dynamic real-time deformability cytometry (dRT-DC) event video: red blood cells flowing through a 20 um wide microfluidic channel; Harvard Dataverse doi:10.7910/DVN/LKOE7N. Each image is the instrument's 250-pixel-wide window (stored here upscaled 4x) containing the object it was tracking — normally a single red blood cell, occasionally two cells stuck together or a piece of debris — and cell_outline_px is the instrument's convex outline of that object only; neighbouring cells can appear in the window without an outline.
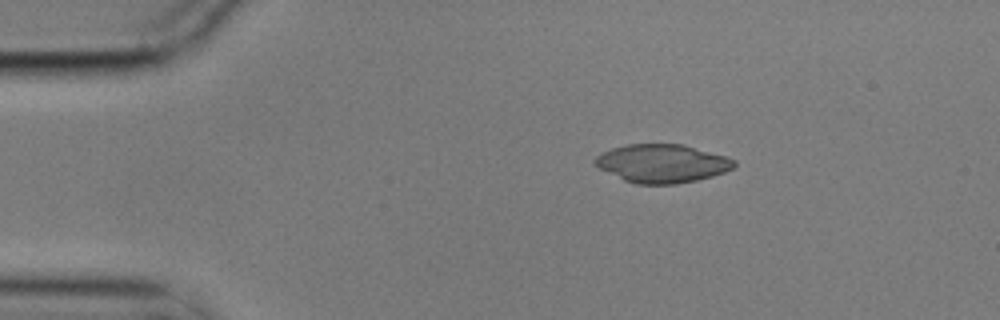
{"species": "common noctule bat (a hibernating species)", "species_latin": "Nyctalus noctula", "temperature_condition": "cold", "stored_images_in_passage": 6, "camera_frame_rate_fps": 3000, "um_per_image_px": 0.085, "animal": {"sex": "male", "body_mass_g": 17.9}, "frame": {"image": 1, "passage_image": 1, "time_ms": 0.0, "image_size_px": [1000, 320], "cell_outline_px": [[736, 164], [732, 168], [724, 172], [712, 176], [696, 180], [676, 184], [636, 184], [624, 180], [592, 164], [592, 160], [596, 156], [612, 148], [628, 144], [684, 144], [728, 156], [736, 160]], "centroid_in_image_um": [56.3, 13.88], "position_along_channel_um": 28.7, "area_um2": 31.21}}